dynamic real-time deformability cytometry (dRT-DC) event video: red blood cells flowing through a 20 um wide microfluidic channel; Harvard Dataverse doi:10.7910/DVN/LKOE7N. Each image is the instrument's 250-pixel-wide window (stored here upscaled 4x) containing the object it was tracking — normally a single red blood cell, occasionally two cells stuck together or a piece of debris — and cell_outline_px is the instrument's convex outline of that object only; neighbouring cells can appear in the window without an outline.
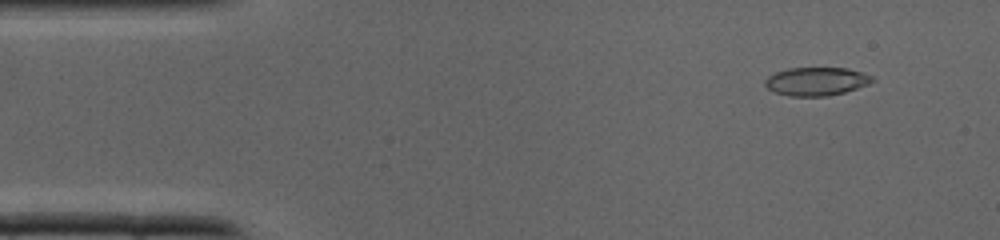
{"species": "common noctule bat (a hibernating species)", "species_latin": "Nyctalus noctula", "temperature_condition": "cold", "stored_images_in_passage": 37, "camera_frame_rate_fps": 3000, "um_per_image_px": 0.085, "animal": {"sex": "male", "body_mass_g": 19.0, "forearm_length_mm": 50.8}, "frame": {"image": 1, "passage_image": 3, "time_ms": 0.667, "image_size_px": [1000, 240], "cell_outline_px": [[876, 80], [868, 84], [844, 92], [828, 96], [788, 96], [776, 92], [768, 88], [764, 84], [764, 80], [768, 76], [776, 72], [788, 68], [848, 68], [872, 76]], "centroid_in_image_um": [69.38, 6.91], "position_along_channel_um": 15.6, "area_um2": 17.63}}
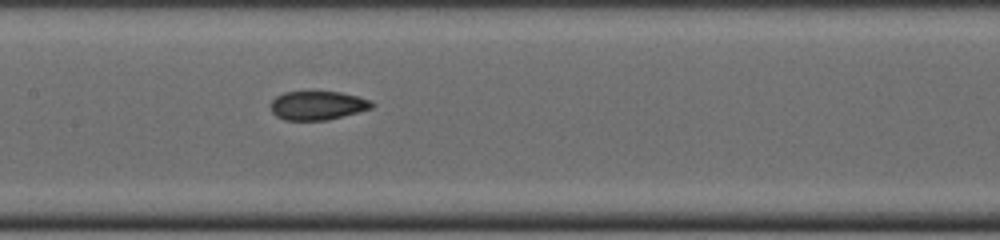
{"frame": {"image": 2, "passage_image": 17, "time_ms": 5.333, "image_size_px": [1000, 240], "cell_outline_px": [[376, 104], [372, 108], [328, 120], [284, 120], [276, 116], [272, 112], [268, 104], [276, 96], [284, 92], [340, 92], [372, 100]], "centroid_in_image_um": [26.97, 8.97], "position_along_channel_um": 180.4, "area_um2": 17.11}}
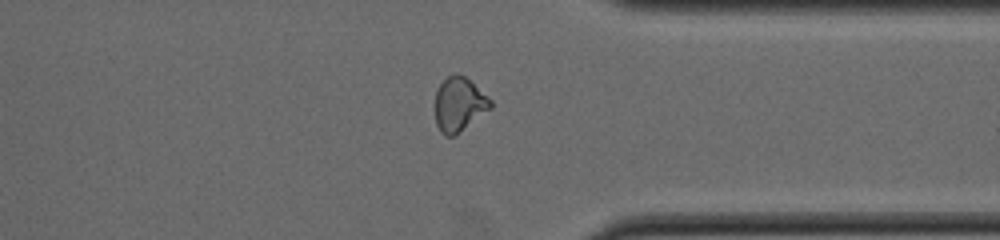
{"frame": {"image": 3, "passage_image": 28, "time_ms": 9.0, "image_size_px": [1000, 240], "cell_outline_px": [[492, 108], [456, 136], [444, 136], [440, 132], [436, 124], [436, 92], [440, 84], [448, 76], [456, 72], [464, 76], [488, 96], [492, 100]], "centroid_in_image_um": [39.04, 8.9], "position_along_channel_um": 372.4, "area_um2": 17.63}}